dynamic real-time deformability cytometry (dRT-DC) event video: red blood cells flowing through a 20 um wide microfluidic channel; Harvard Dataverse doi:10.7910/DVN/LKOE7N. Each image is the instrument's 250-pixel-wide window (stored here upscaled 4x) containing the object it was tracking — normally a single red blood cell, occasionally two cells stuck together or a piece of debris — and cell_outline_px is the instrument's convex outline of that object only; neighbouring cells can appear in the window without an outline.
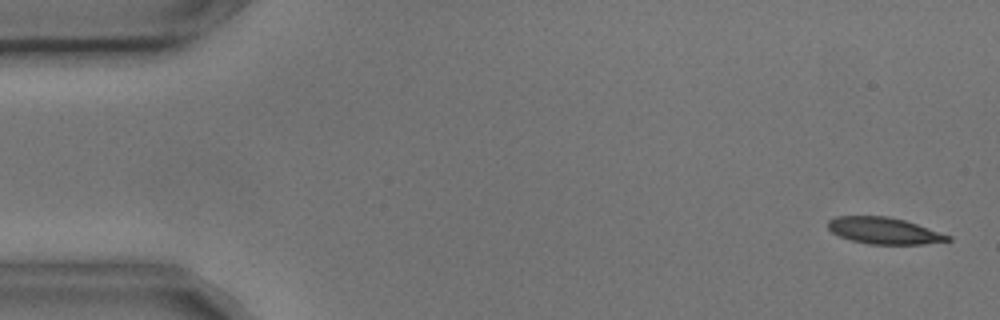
{"species": "common noctule bat (a hibernating species)", "species_latin": "Nyctalus noctula", "temperature_condition": "cold", "stored_images_in_passage": 4, "camera_frame_rate_fps": 3000, "um_per_image_px": 0.085, "animal": {"sex": "male", "body_mass_g": 17.9, "forearm_length_mm": 54.2}, "frame": {"image": 1, "passage_image": 1, "time_ms": 0.0, "image_size_px": [1000, 320], "cell_outline_px": [[952, 240], [924, 244], [868, 244], [852, 240], [840, 236], [832, 232], [828, 228], [828, 220], [836, 216], [888, 216], [904, 220], [952, 236]], "centroid_in_image_um": [75.14, 19.61], "position_along_channel_um": 9.9, "area_um2": 18.44}}